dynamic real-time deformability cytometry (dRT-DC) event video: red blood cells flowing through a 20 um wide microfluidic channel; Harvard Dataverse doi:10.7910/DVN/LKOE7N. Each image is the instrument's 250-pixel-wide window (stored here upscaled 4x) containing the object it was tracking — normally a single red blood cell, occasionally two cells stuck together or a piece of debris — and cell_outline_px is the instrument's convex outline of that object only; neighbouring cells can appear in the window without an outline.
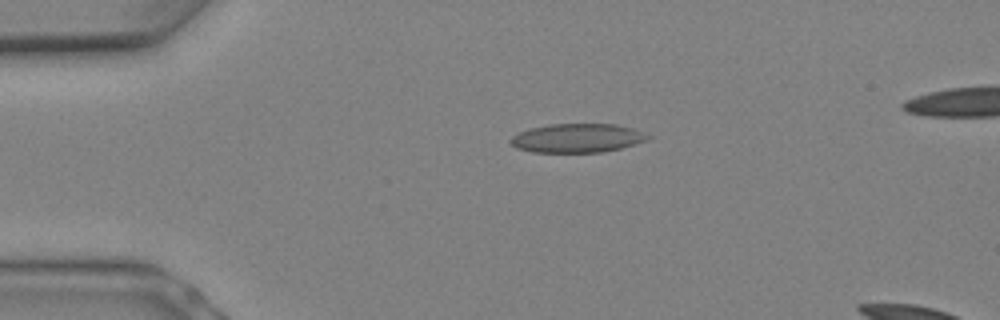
{"species": "Egyptian fruit bat (a non-hibernating species)", "species_latin": "Rousettus aegyptiacus", "temperature_condition": "warm", "stored_images_in_passage": 10, "camera_frame_rate_fps": 3000, "um_per_image_px": 0.085, "animal": {"sex": "female"}, "frame": {"image": 1, "passage_image": 4, "time_ms": 1.0, "image_size_px": [1000, 320], "cell_outline_px": [[652, 136], [648, 140], [620, 148], [604, 152], [532, 152], [516, 148], [508, 140], [512, 136], [520, 132], [532, 128], [548, 124], [616, 124], [632, 128]], "centroid_in_image_um": [49.07, 11.74], "position_along_channel_um": 35.9, "area_um2": 23.06}}
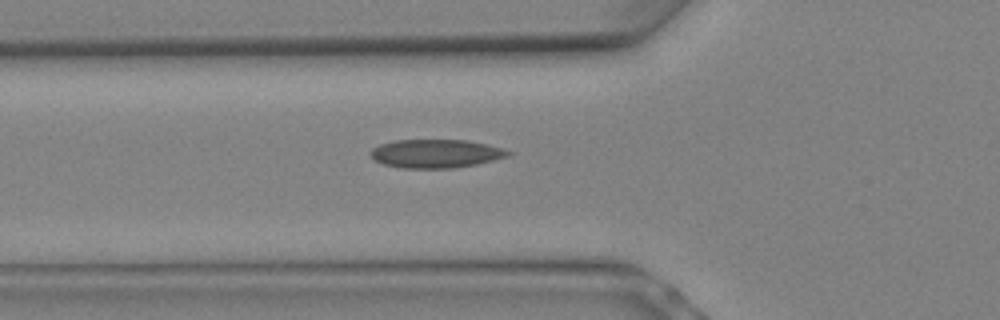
{"frame": {"image": 2, "passage_image": 7, "time_ms": 2.0, "image_size_px": [1000, 320], "cell_outline_px": [[516, 152], [508, 156], [476, 164], [452, 168], [400, 168], [384, 164], [376, 160], [368, 152], [372, 148], [380, 144], [396, 140], [468, 140]], "centroid_in_image_um": [37.03, 13.05], "position_along_channel_um": 88.8, "area_um2": 22.72}}